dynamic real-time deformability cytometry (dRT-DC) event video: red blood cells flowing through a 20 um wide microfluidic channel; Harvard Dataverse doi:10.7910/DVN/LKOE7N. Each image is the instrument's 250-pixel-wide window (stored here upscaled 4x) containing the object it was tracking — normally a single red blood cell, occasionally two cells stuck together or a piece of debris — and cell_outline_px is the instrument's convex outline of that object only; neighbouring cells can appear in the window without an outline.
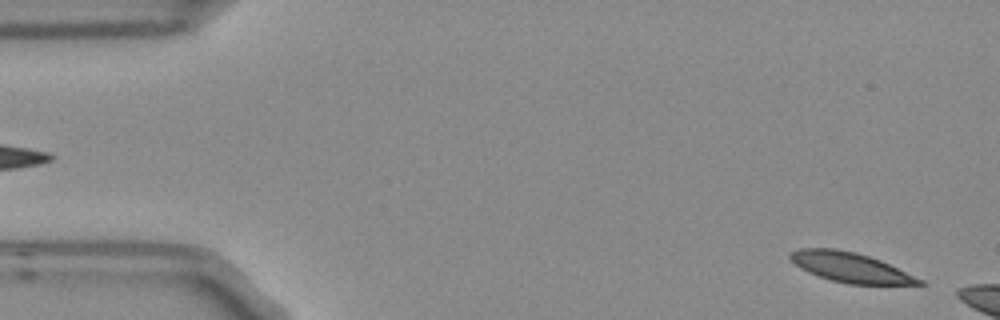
{"species": "Egyptian fruit bat (a non-hibernating species)", "species_latin": "Rousettus aegyptiacus", "temperature_condition": "room temperature", "stored_images_in_passage": 5, "segment_of_instrument_passage": [2, 2], "camera_frame_rate_fps": 3000, "um_per_image_px": 0.085, "frame": {"image": 1, "passage_image": 5, "time_ms": 1.333, "image_size_px": [1000, 320], "cell_outline_px": [[928, 284], [848, 284], [832, 280], [808, 272], [800, 268], [788, 256], [792, 252], [800, 248], [832, 248], [856, 252], [880, 260], [924, 280]], "centroid_in_image_um": [72.3, 22.72], "position_along_channel_um": 12.7, "area_um2": 22.08}}